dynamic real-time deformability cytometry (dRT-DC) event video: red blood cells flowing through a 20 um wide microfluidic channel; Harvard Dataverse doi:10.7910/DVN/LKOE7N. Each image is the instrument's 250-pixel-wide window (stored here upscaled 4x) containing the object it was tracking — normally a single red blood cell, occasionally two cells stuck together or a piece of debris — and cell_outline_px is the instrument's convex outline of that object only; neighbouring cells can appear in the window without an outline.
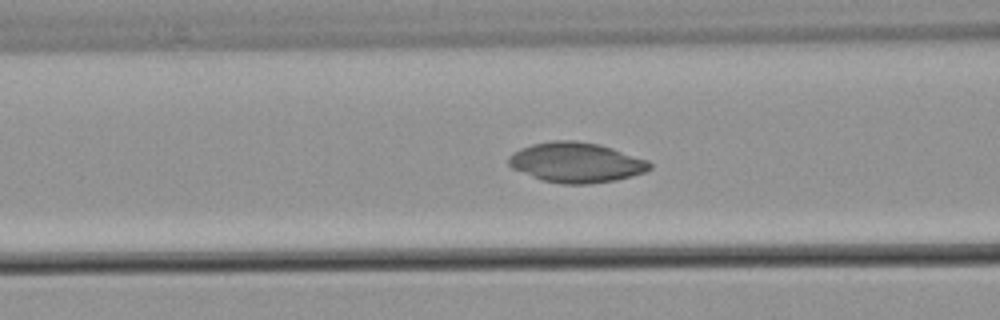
{"species": "common noctule bat (a hibernating species)", "species_latin": "Nyctalus noctula", "temperature_condition": "warm", "stored_images_in_passage": 61, "camera_frame_rate_fps": 3000, "um_per_image_px": 0.085, "animal": {"sex": "male", "body_mass_g": 21.5, "forearm_length_mm": 52.0}, "frame": {"image": 1, "passage_image": 25, "time_ms": 8.0, "image_size_px": [1000, 320], "cell_outline_px": [[652, 168], [644, 172], [632, 176], [616, 180], [588, 184], [560, 184], [540, 180], [512, 168], [508, 164], [508, 156], [512, 152], [520, 148], [532, 144], [552, 140], [576, 140], [600, 144], [648, 160], [652, 164]], "centroid_in_image_um": [48.96, 13.81], "position_along_channel_um": 117.6, "area_um2": 33.23}}
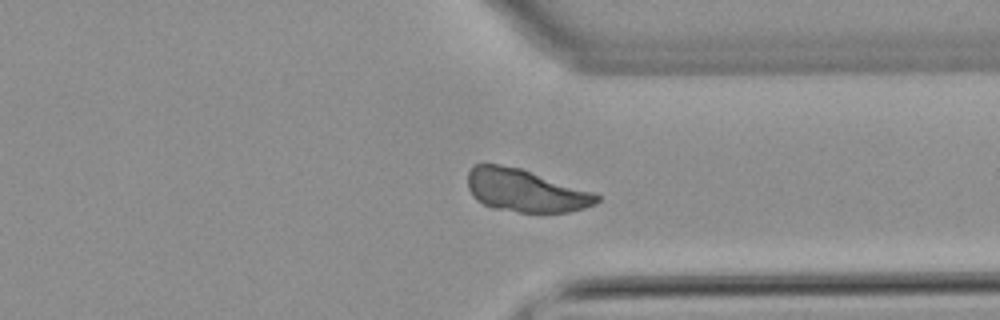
{"frame": {"image": 2, "passage_image": 47, "time_ms": 15.333, "image_size_px": [1000, 320], "cell_outline_px": [[600, 200], [596, 204], [572, 212], [520, 212], [492, 208], [476, 200], [472, 196], [468, 188], [468, 172], [472, 164], [500, 164], [520, 168], [592, 192], [600, 196]], "centroid_in_image_um": [44.63, 16.2], "position_along_channel_um": 366.8, "area_um2": 32.02}}
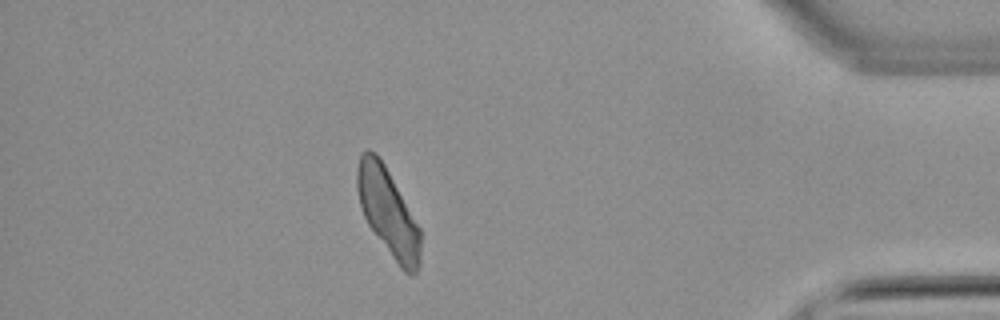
{"frame": {"image": 3, "passage_image": 54, "time_ms": 17.667, "image_size_px": [1000, 320], "cell_outline_px": [[420, 260], [416, 272], [412, 276], [408, 276], [400, 268], [368, 224], [364, 216], [360, 204], [356, 188], [356, 168], [360, 152], [368, 148], [376, 152], [384, 164], [420, 228]], "centroid_in_image_um": [32.96, 18.01], "position_along_channel_um": 402.2, "area_um2": 32.19}}